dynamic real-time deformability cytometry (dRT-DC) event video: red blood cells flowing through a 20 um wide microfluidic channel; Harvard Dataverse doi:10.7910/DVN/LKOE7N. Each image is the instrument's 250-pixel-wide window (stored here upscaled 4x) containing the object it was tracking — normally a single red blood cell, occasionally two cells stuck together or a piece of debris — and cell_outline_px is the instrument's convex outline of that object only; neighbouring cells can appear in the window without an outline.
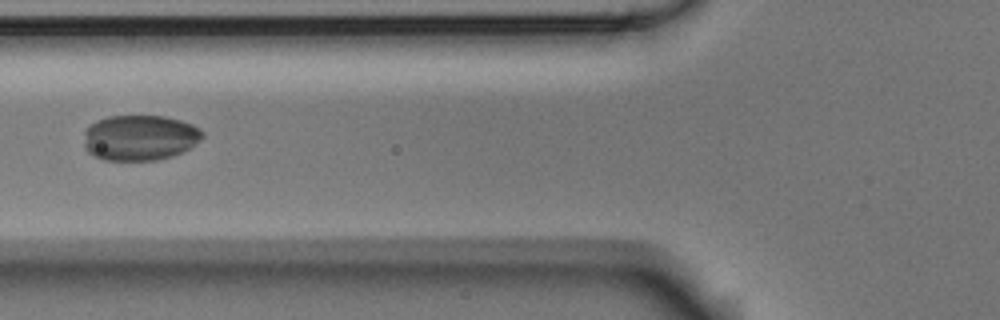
{"species": "Egyptian fruit bat (a non-hibernating species)", "species_latin": "Rousettus aegyptiacus", "temperature_condition": "room temperature", "stored_images_in_passage": 9, "camera_frame_rate_fps": 3000, "um_per_image_px": 0.085, "animal": {"sex": "male"}, "frame": {"image": 1, "passage_image": 6, "time_ms": 1.667, "image_size_px": [1000, 320], "cell_outline_px": [[204, 136], [200, 140], [188, 148], [172, 156], [156, 160], [104, 160], [88, 152], [84, 148], [84, 132], [96, 120], [108, 116], [164, 116], [180, 120], [192, 124], [200, 128], [204, 132]], "centroid_in_image_um": [11.88, 11.7], "position_along_channel_um": 113.9, "area_um2": 31.44}}
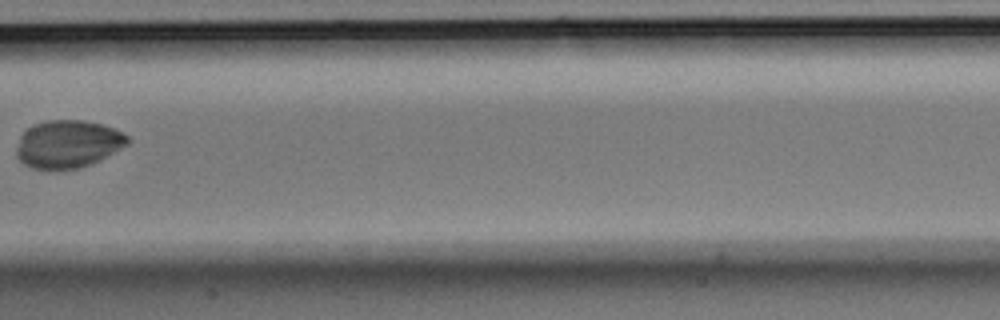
{"frame": {"image": 2, "passage_image": 8, "time_ms": 2.333, "image_size_px": [1000, 320], "cell_outline_px": [[132, 140], [128, 144], [100, 160], [92, 164], [80, 168], [32, 168], [24, 164], [16, 156], [16, 148], [20, 136], [24, 128], [32, 124], [48, 120], [84, 120], [100, 124], [124, 132]], "centroid_in_image_um": [5.77, 12.22], "position_along_channel_um": 201.6, "area_um2": 31.04}}
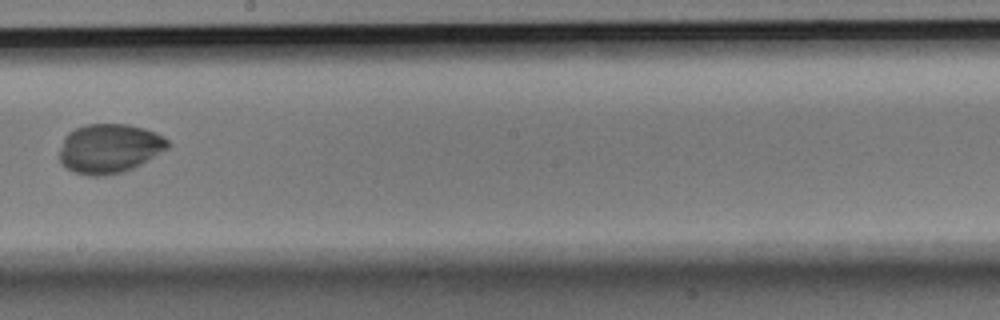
{"frame": {"image": 3, "passage_image": 9, "time_ms": 2.667, "image_size_px": [1000, 320], "cell_outline_px": [[172, 144], [168, 148], [140, 164], [124, 172], [104, 176], [88, 176], [72, 172], [60, 164], [60, 152], [64, 136], [68, 132], [76, 128], [88, 124], [128, 124], [144, 128], [156, 132], [164, 136]], "centroid_in_image_um": [9.29, 12.62], "position_along_channel_um": 238.9, "area_um2": 31.39}}